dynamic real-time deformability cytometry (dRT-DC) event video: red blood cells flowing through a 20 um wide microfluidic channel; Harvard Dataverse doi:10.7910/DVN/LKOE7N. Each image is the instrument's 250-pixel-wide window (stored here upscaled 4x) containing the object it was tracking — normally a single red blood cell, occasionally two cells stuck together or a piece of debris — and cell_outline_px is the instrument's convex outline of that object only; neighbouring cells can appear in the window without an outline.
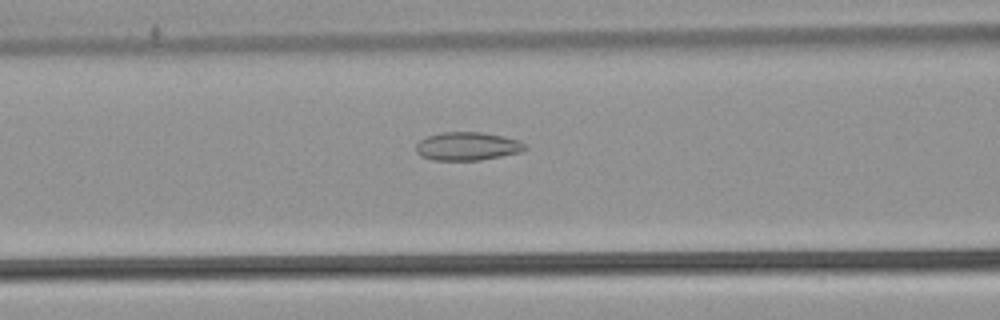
{"species": "common noctule bat (a hibernating species)", "species_latin": "Nyctalus noctula", "temperature_condition": "warm", "stored_images_in_passage": 54, "camera_frame_rate_fps": 3000, "um_per_image_px": 0.085, "animal": {"sex": "male", "body_mass_g": 21.5, "forearm_length_mm": 52.0}, "frame": {"image": 1, "passage_image": 23, "time_ms": 7.333, "image_size_px": [1000, 320], "cell_outline_px": [[528, 148], [520, 152], [480, 160], [432, 160], [420, 156], [416, 152], [416, 144], [420, 140], [428, 136], [440, 132], [480, 132], [504, 136], [520, 140], [528, 144]], "centroid_in_image_um": [39.74, 12.43], "position_along_channel_um": 126.9, "area_um2": 18.15}}
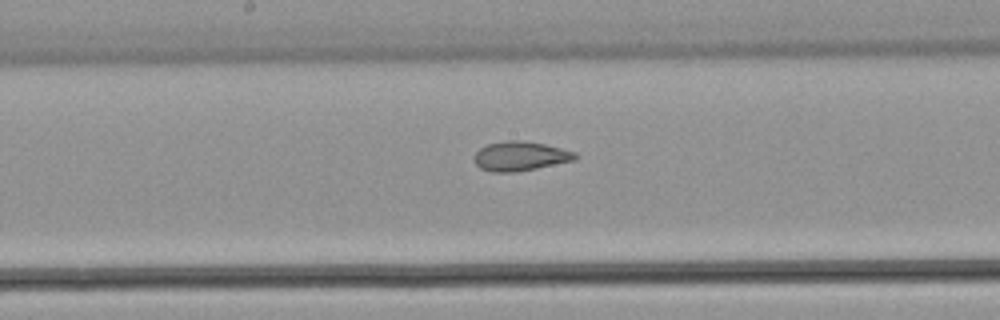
{"frame": {"image": 2, "passage_image": 29, "time_ms": 9.333, "image_size_px": [1000, 320], "cell_outline_px": [[580, 156], [576, 160], [516, 172], [492, 172], [480, 168], [476, 164], [472, 156], [480, 148], [488, 144], [508, 140], [524, 140], [544, 144], [576, 152]], "centroid_in_image_um": [44.23, 13.27], "position_along_channel_um": 204.0, "area_um2": 17.4}}
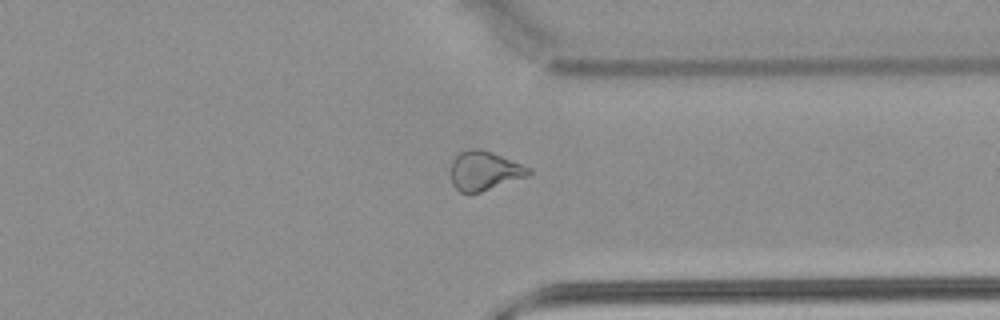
{"frame": {"image": 3, "passage_image": 42, "time_ms": 13.667, "image_size_px": [1000, 320], "cell_outline_px": [[532, 172], [528, 176], [468, 196], [460, 192], [452, 184], [452, 160], [460, 152], [472, 148], [480, 148], [492, 152], [532, 168]], "centroid_in_image_um": [41.18, 14.53], "position_along_channel_um": 370.2, "area_um2": 17.92}, "authors_computed_cell_mechanics": {"area_um2": 20.3745, "velocity_mm_per_s": 3.8577, "shape_relaxation_time_tau1_ms": null, "shape_relaxation_time_tau2_ms": 1.7707, "deformation_change_tau1": null, "deformation_change_tau2": 0.0946}}